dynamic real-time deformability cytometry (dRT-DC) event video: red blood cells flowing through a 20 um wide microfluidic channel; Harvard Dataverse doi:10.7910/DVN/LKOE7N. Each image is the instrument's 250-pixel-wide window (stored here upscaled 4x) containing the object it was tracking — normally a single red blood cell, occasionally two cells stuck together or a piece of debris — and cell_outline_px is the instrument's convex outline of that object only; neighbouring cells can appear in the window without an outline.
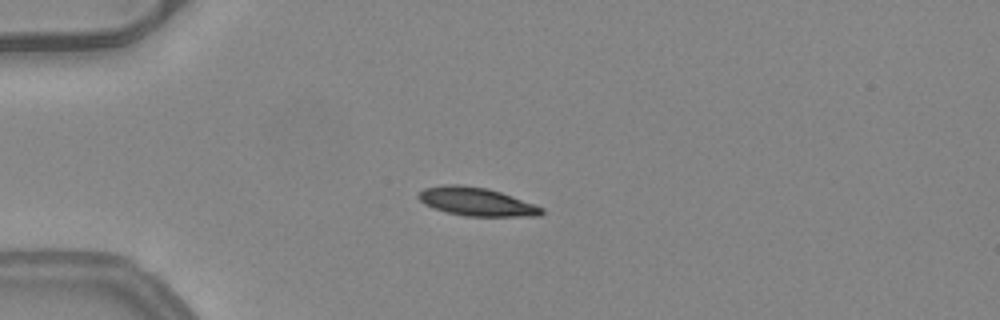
{"species": "common noctule bat (a hibernating species)", "species_latin": "Nyctalus noctula", "temperature_condition": "warm", "stored_images_in_passage": 40, "camera_frame_rate_fps": 3000, "um_per_image_px": 0.085, "animal": {"sex": "female", "body_mass_g": 24.6, "forearm_length_mm": 56.2}, "frame": {"image": 1, "passage_image": 1, "time_ms": 0.0, "image_size_px": [1000, 320], "cell_outline_px": [[544, 212], [540, 216], [464, 216], [432, 208], [424, 204], [416, 196], [424, 188], [444, 184], [460, 184], [488, 188], [500, 192], [544, 208]], "centroid_in_image_um": [40.47, 17.14], "position_along_channel_um": 44.5, "area_um2": 20.35}}
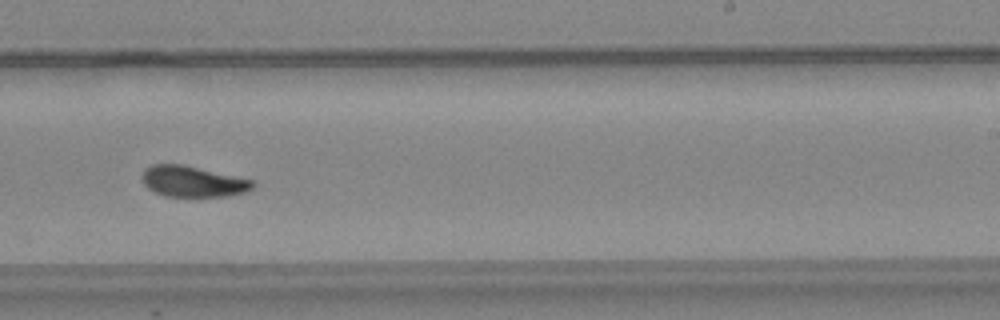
{"frame": {"image": 2, "passage_image": 20, "time_ms": 6.333, "image_size_px": [1000, 320], "cell_outline_px": [[256, 184], [252, 188], [244, 192], [228, 196], [164, 196], [148, 188], [144, 184], [140, 176], [144, 168], [152, 164], [184, 164], [252, 180]], "centroid_in_image_um": [16.34, 15.41], "position_along_channel_um": 272.7, "area_um2": 19.94}}
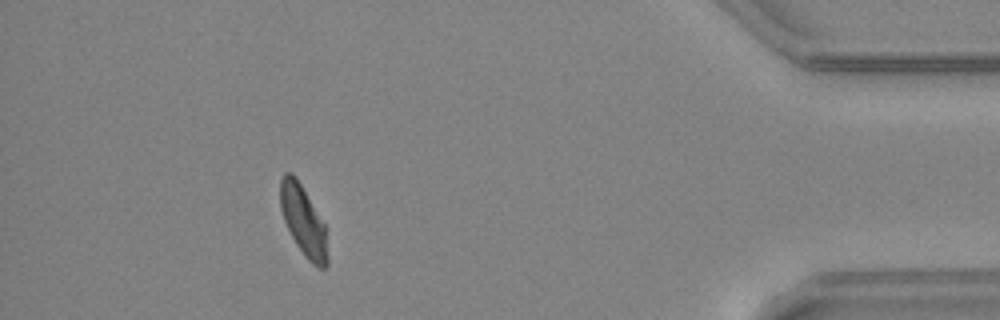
{"frame": {"image": 3, "passage_image": 34, "time_ms": 11.0, "image_size_px": [1000, 320], "cell_outline_px": [[328, 264], [324, 268], [320, 268], [312, 264], [308, 260], [296, 244], [284, 220], [280, 208], [280, 176], [284, 172], [292, 172], [296, 176], [324, 224], [328, 256]], "centroid_in_image_um": [25.76, 18.75], "position_along_channel_um": 409.4, "area_um2": 19.13}, "authors_computed_cell_mechanics": {"area_um2": 20.2011, "velocity_mm_per_s": 4.0404, "shape_relaxation_time_tau1_ms": 4.9618, "shape_relaxation_time_tau2_ms": 1.2359, "deformation_change_tau1": 0.165, "deformation_change_tau2": 0.0597}}